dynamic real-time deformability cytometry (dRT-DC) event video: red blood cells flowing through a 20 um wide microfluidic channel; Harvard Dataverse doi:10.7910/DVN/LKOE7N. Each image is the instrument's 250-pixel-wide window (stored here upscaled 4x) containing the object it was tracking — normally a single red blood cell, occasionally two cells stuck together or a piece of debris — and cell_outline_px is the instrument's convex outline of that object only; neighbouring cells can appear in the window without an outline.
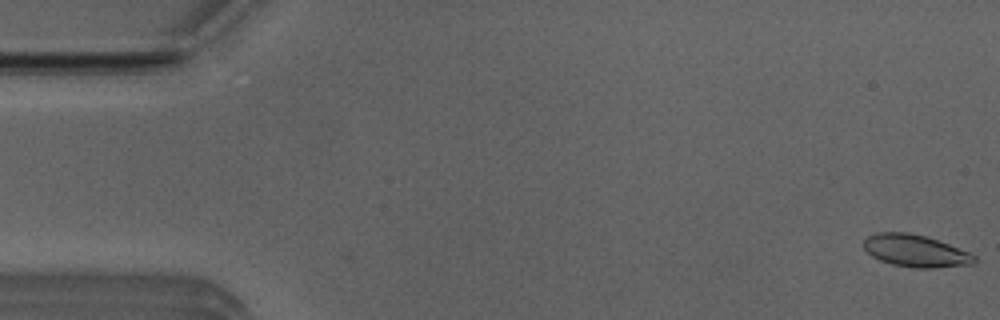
{"species": "Egyptian fruit bat (a non-hibernating species)", "species_latin": "Rousettus aegyptiacus", "temperature_condition": "room temperature", "stored_images_in_passage": 53, "camera_frame_rate_fps": 3000, "um_per_image_px": 0.085, "animal": {"sex": "male"}, "frame": {"image": 1, "passage_image": 1, "time_ms": 0.0, "image_size_px": [1000, 320], "cell_outline_px": [[976, 260], [972, 264], [936, 268], [916, 268], [892, 264], [880, 260], [872, 256], [864, 248], [864, 240], [868, 236], [876, 232], [908, 232], [928, 236], [968, 252], [976, 256]], "centroid_in_image_um": [77.81, 21.31], "position_along_channel_um": 7.2, "area_um2": 20.75}}
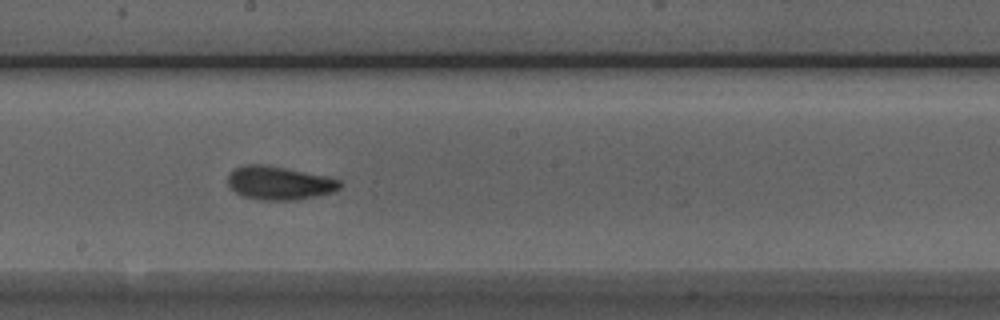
{"frame": {"image": 2, "passage_image": 28, "time_ms": 9.0, "image_size_px": [1000, 320], "cell_outline_px": [[344, 184], [340, 188], [332, 192], [316, 196], [292, 200], [260, 200], [244, 196], [236, 192], [228, 184], [228, 176], [236, 168], [244, 164], [260, 164], [284, 168], [324, 176], [340, 180]], "centroid_in_image_um": [23.74, 15.56], "position_along_channel_um": 224.5, "area_um2": 21.5}}
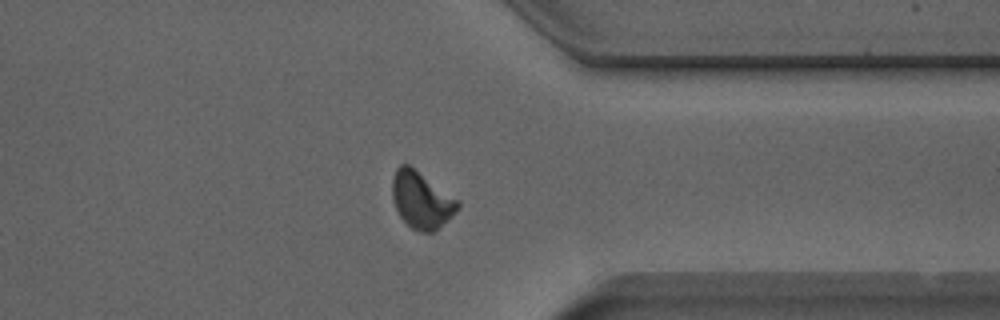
{"frame": {"image": 3, "passage_image": 40, "time_ms": 13.0, "image_size_px": [1000, 320], "cell_outline_px": [[460, 208], [456, 212], [432, 232], [420, 232], [412, 228], [400, 216], [396, 208], [392, 196], [392, 180], [396, 168], [400, 164], [408, 164], [460, 200]], "centroid_in_image_um": [35.83, 16.98], "position_along_channel_um": 375.6, "area_um2": 21.5}, "authors_computed_cell_mechanics": {"area_um2": 21.097, "velocity_mm_per_s": 3.9503, "shape_relaxation_time_tau1_ms": 2.9002, "shape_relaxation_time_tau2_ms": 1.5019, "deformation_change_tau1": 0.1107, "deformation_change_tau2": 0.0642}}